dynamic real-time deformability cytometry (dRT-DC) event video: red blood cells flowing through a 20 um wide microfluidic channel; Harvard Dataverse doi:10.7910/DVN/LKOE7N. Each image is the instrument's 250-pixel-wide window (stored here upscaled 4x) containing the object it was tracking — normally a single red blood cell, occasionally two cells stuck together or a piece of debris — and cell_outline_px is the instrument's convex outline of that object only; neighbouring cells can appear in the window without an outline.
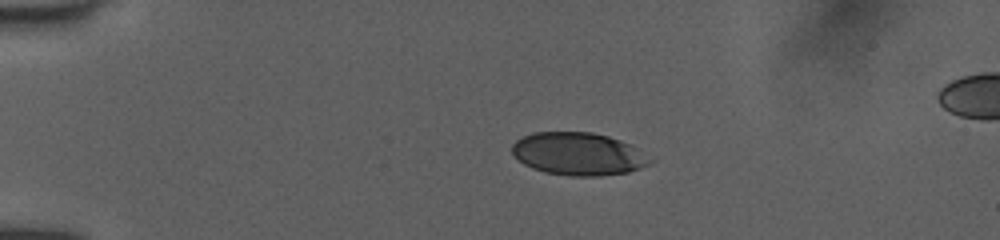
{"species": "human", "species_latin": "Homo sapiens", "temperature_condition": "room temperature", "stored_images_in_passage": 41, "camera_frame_rate_fps": 3000, "um_per_image_px": 0.085, "donor": {"sex": "female"}, "frame": {"image": 1, "passage_image": 1, "time_ms": 0.0, "image_size_px": [1000, 240], "cell_outline_px": [[652, 160], [648, 164], [640, 168], [628, 172], [600, 176], [572, 176], [544, 172], [532, 168], [524, 164], [512, 156], [512, 144], [516, 140], [532, 132], [592, 132], [608, 136], [620, 140], [628, 144]], "centroid_in_image_um": [49.08, 13.08], "position_along_channel_um": 35.9, "area_um2": 34.16}}
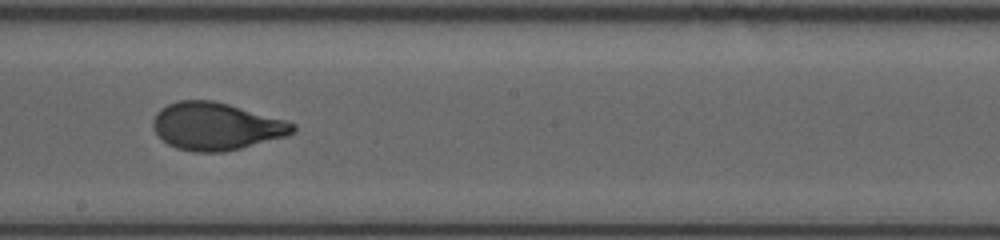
{"frame": {"image": 2, "passage_image": 20, "time_ms": 6.333, "image_size_px": [1000, 240], "cell_outline_px": [[296, 132], [288, 136], [224, 152], [192, 152], [176, 148], [168, 144], [152, 128], [152, 120], [156, 112], [160, 108], [168, 104], [180, 100], [212, 100], [228, 104], [288, 120], [296, 124]], "centroid_in_image_um": [18.39, 10.73], "position_along_channel_um": 229.8, "area_um2": 38.96}}
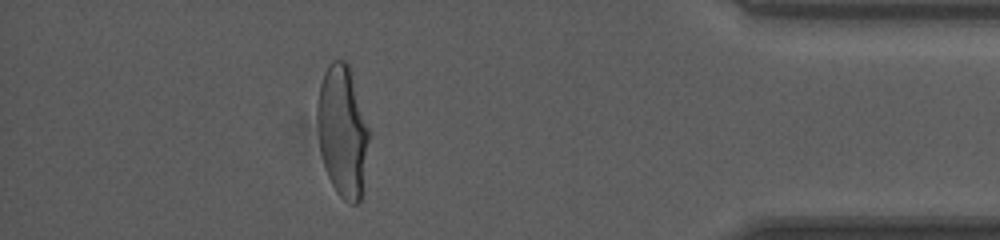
{"frame": {"image": 3, "passage_image": 36, "time_ms": 11.667, "image_size_px": [1000, 240], "cell_outline_px": [[372, 132], [360, 200], [356, 204], [352, 204], [344, 200], [336, 192], [328, 176], [320, 152], [316, 116], [316, 104], [320, 84], [324, 72], [328, 64], [332, 60], [344, 60], [348, 64]], "centroid_in_image_um": [29.14, 11.14], "position_along_channel_um": 406.1, "area_um2": 40.4}, "authors_computed_cell_mechanics": {"area_um2": 38.8416, "velocity_mm_per_s": 3.9945, "shape_relaxation_time_tau1_ms": 3.7051, "shape_relaxation_time_tau2_ms": null, "deformation_change_tau1": 0.1988, "deformation_change_tau2": null}}